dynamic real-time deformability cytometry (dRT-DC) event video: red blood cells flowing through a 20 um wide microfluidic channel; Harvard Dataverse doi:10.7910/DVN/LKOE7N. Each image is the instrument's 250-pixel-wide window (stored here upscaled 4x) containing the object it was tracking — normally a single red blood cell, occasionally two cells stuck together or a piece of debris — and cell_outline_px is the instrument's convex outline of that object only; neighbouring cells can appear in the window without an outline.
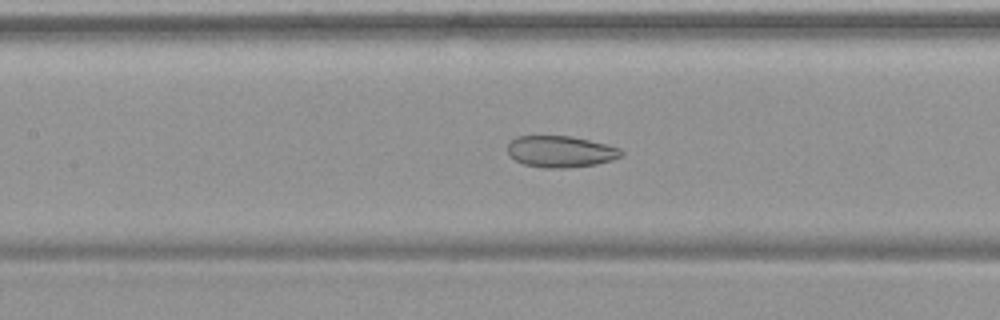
{"species": "common noctule bat (a hibernating species)", "species_latin": "Nyctalus noctula", "temperature_condition": "warm", "stored_images_in_passage": 54, "camera_frame_rate_fps": 3000, "um_per_image_px": 0.085, "animal": {"sex": "female", "body_mass_g": 19.9}, "frame": {"image": 1, "passage_image": 25, "time_ms": 8.0, "image_size_px": [1000, 320], "cell_outline_px": [[624, 156], [612, 160], [596, 164], [568, 168], [544, 168], [524, 164], [508, 156], [508, 144], [516, 136], [572, 136], [608, 144], [620, 148], [624, 152]], "centroid_in_image_um": [47.68, 12.88], "position_along_channel_um": 159.7, "area_um2": 21.1}}
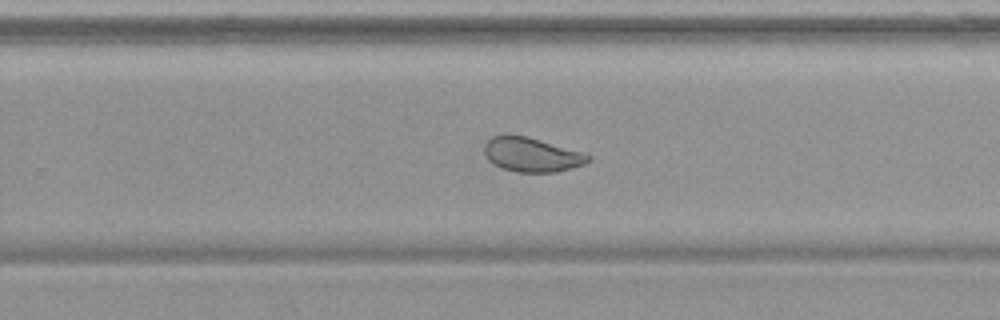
{"frame": {"image": 2, "passage_image": 35, "time_ms": 11.333, "image_size_px": [1000, 320], "cell_outline_px": [[592, 160], [584, 164], [572, 168], [556, 172], [516, 172], [500, 168], [492, 164], [488, 160], [484, 152], [484, 144], [492, 136], [528, 136], [584, 152], [592, 156]], "centroid_in_image_um": [45.22, 13.16], "position_along_channel_um": 284.6, "area_um2": 20.92}}
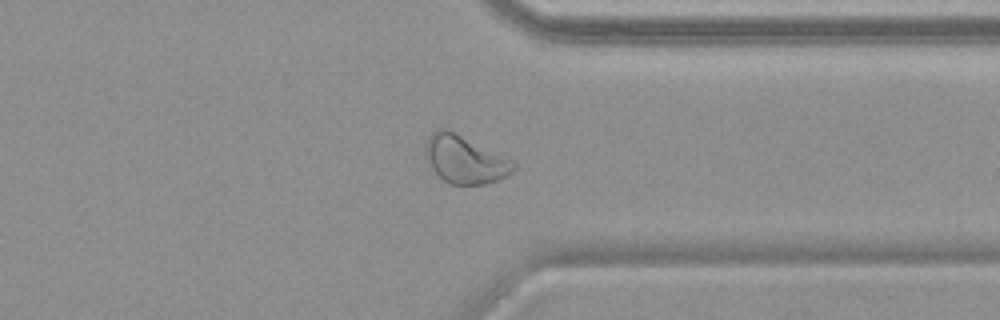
{"frame": {"image": 3, "passage_image": 42, "time_ms": 13.667, "image_size_px": [1000, 320], "cell_outline_px": [[516, 168], [512, 172], [496, 180], [484, 184], [448, 184], [432, 168], [424, 156], [424, 144], [428, 136], [432, 132], [440, 128], [444, 128], [516, 164]], "centroid_in_image_um": [39.41, 13.58], "position_along_channel_um": 372.0, "area_um2": 23.52}, "authors_computed_cell_mechanics": {"area_um2": 27.4261, "velocity_mm_per_s": 3.7658, "shape_relaxation_time_tau1_ms": null, "shape_relaxation_time_tau2_ms": 2.0367, "deformation_change_tau1": null, "deformation_change_tau2": 0.068}}